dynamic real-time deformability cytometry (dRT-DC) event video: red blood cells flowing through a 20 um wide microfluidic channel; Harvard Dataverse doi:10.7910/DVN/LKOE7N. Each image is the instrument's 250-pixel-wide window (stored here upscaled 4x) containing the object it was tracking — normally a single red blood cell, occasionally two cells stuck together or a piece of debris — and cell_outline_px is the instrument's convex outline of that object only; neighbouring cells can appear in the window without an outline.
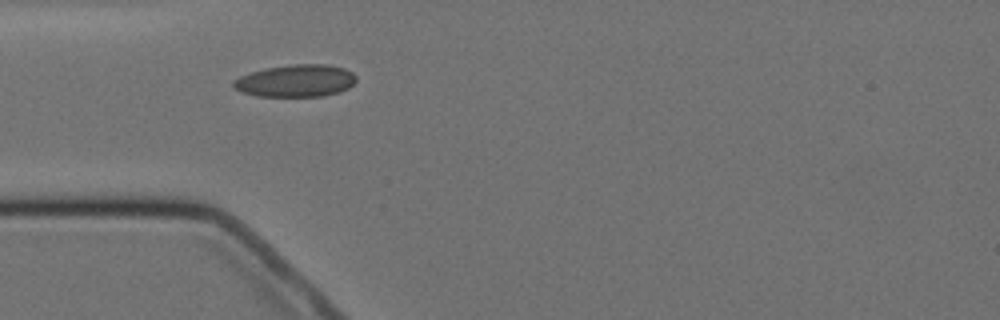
{"species": "Egyptian fruit bat (a non-hibernating species)", "species_latin": "Rousettus aegyptiacus", "temperature_condition": "cold", "stored_images_in_passage": 6, "camera_frame_rate_fps": 3000, "um_per_image_px": 0.085, "animal": {"sex": "female"}, "frame": {"image": 1, "passage_image": 1, "time_ms": 0.0, "image_size_px": [1000, 320], "cell_outline_px": [[356, 80], [348, 88], [340, 92], [324, 96], [256, 96], [240, 92], [232, 84], [232, 80], [240, 76], [252, 72], [268, 68], [292, 64], [328, 64], [344, 68], [352, 72], [356, 76]], "centroid_in_image_um": [25.15, 6.87], "position_along_channel_um": 59.8, "area_um2": 23.12}}
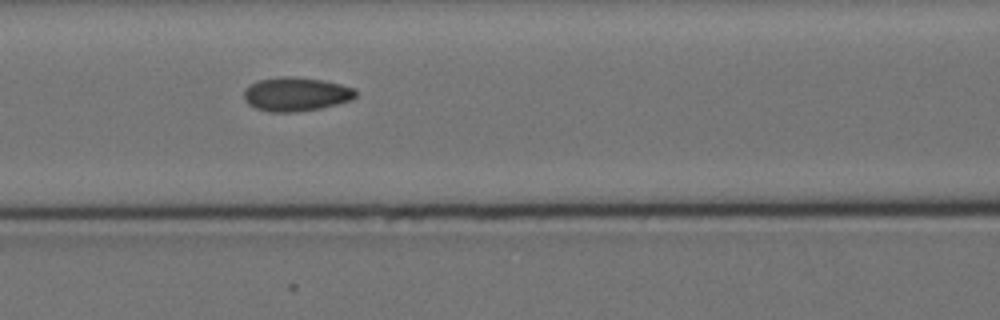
{"frame": {"image": 2, "passage_image": 3, "time_ms": 2.333, "image_size_px": [1000, 320], "cell_outline_px": [[356, 96], [352, 100], [320, 108], [296, 112], [272, 112], [256, 108], [248, 104], [244, 100], [244, 88], [260, 80], [284, 76], [320, 80], [340, 84], [356, 88]], "centroid_in_image_um": [25.16, 8.02], "position_along_channel_um": 141.4, "area_um2": 21.85}}
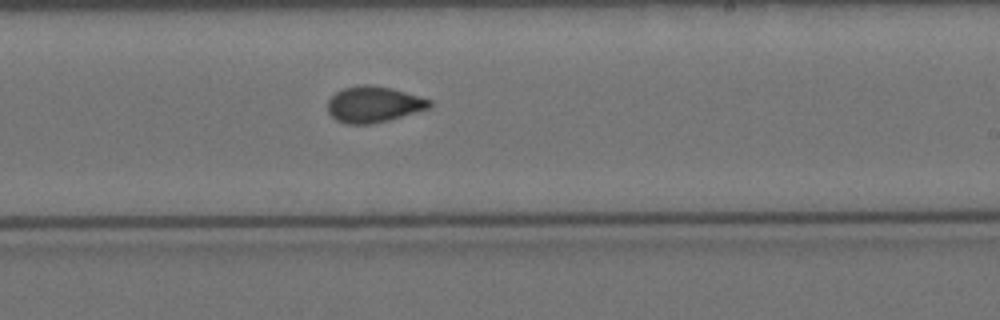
{"frame": {"image": 3, "passage_image": 6, "time_ms": 5.667, "image_size_px": [1000, 320], "cell_outline_px": [[432, 104], [428, 108], [388, 120], [372, 124], [348, 124], [336, 120], [328, 112], [328, 100], [336, 92], [344, 88], [364, 84], [368, 84], [392, 88], [420, 96], [432, 100]], "centroid_in_image_um": [31.75, 8.86], "position_along_channel_um": 257.2, "area_um2": 21.27}}